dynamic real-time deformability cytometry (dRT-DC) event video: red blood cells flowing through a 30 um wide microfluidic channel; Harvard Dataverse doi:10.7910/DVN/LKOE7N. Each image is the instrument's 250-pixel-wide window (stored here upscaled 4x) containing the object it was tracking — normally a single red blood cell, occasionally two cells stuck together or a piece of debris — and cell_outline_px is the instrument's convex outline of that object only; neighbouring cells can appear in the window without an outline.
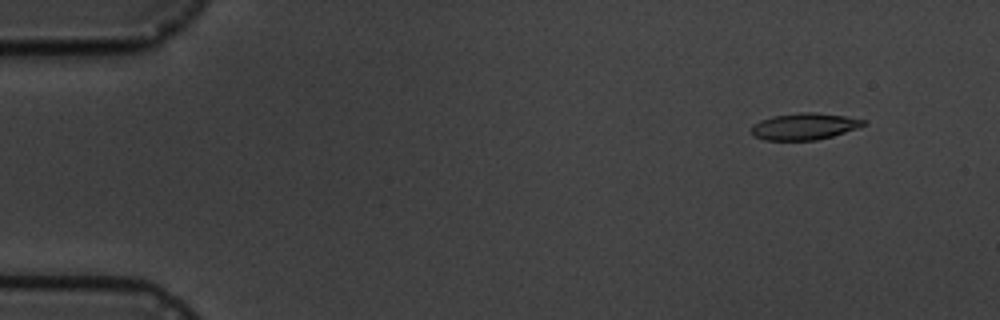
{"species": "common noctule bat (a hibernating species)", "species_latin": "Nyctalus noctula", "temperature_condition": "cold", "stored_images_in_passage": 9, "camera_frame_rate_fps": 3000, "um_per_image_px": 0.085, "animal": {"sex": "male", "body_mass_g": 19.5, "forearm_length_mm": 54.6}, "frame": {"image": 1, "passage_image": 2, "time_ms": 1.0, "image_size_px": [1000, 320], "cell_outline_px": [[864, 124], [856, 128], [832, 136], [816, 140], [764, 140], [752, 136], [752, 124], [760, 120], [772, 116], [800, 112], [816, 112], [844, 116], [864, 120]], "centroid_in_image_um": [68.29, 10.74], "position_along_channel_um": 16.7, "area_um2": 17.28}}
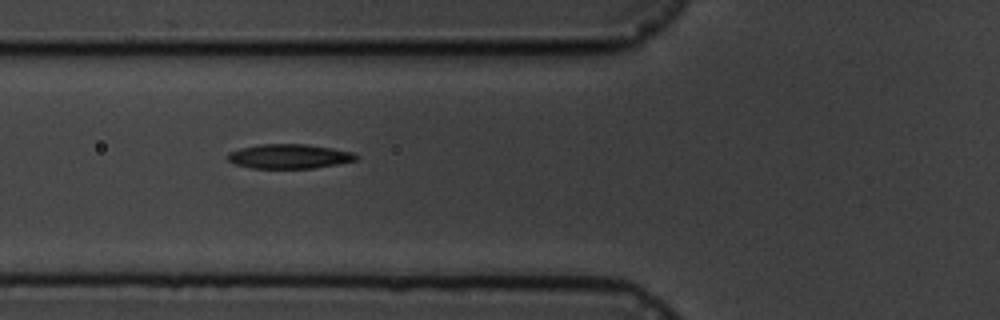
{"frame": {"image": 2, "passage_image": 6, "time_ms": 6.333, "image_size_px": [1000, 320], "cell_outline_px": [[360, 156], [356, 160], [336, 164], [312, 168], [252, 168], [236, 164], [228, 160], [228, 152], [240, 148], [260, 144], [304, 144], [332, 148], [352, 152]], "centroid_in_image_um": [24.58, 13.28], "position_along_channel_um": 101.2, "area_um2": 18.15}}
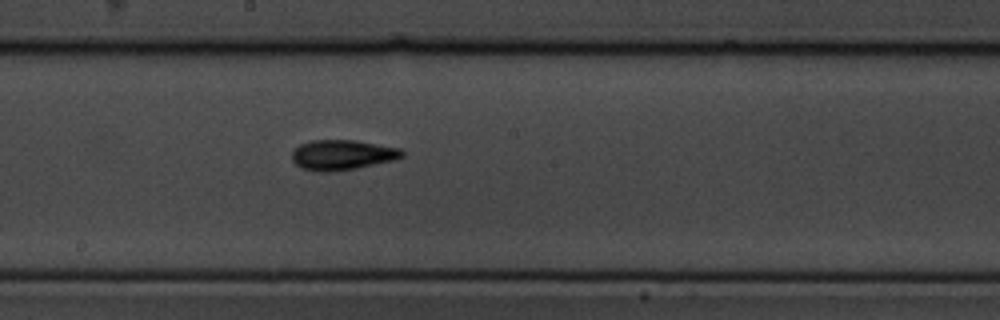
{"frame": {"image": 3, "passage_image": 9, "time_ms": 9.667, "image_size_px": [1000, 320], "cell_outline_px": [[404, 156], [396, 160], [356, 168], [328, 172], [320, 172], [300, 168], [292, 160], [292, 152], [300, 144], [312, 140], [356, 140], [400, 148], [404, 152]], "centroid_in_image_um": [29.1, 13.16], "position_along_channel_um": 219.1, "area_um2": 19.42}}